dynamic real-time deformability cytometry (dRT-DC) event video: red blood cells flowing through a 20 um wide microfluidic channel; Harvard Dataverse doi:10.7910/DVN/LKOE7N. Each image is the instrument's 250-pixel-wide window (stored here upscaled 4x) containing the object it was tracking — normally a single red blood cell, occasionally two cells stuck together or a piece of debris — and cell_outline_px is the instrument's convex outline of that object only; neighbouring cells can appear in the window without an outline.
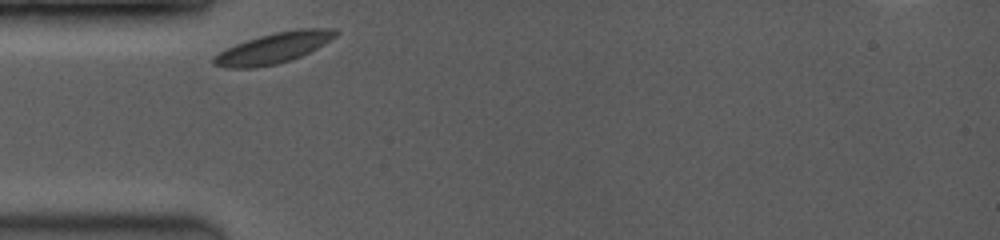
{"species": "common noctule bat (a hibernating species)", "species_latin": "Nyctalus noctula", "temperature_condition": "room temperature", "stored_images_in_passage": 24, "camera_frame_rate_fps": 3500, "um_per_image_px": 0.085, "animal": {"sex": "female", "body_mass_g": 19.0, "forearm_length_mm": 53.3}, "frame": {"image": 1, "passage_image": 1, "time_ms": 0.0, "image_size_px": [1000, 240], "cell_outline_px": [[340, 32], [336, 36], [324, 44], [300, 56], [276, 64], [252, 68], [224, 68], [212, 64], [212, 60], [220, 52], [236, 44], [260, 36], [276, 32], [300, 28], [332, 28]], "centroid_in_image_um": [23.27, 4.08], "position_along_channel_um": 61.7, "area_um2": 21.39}}
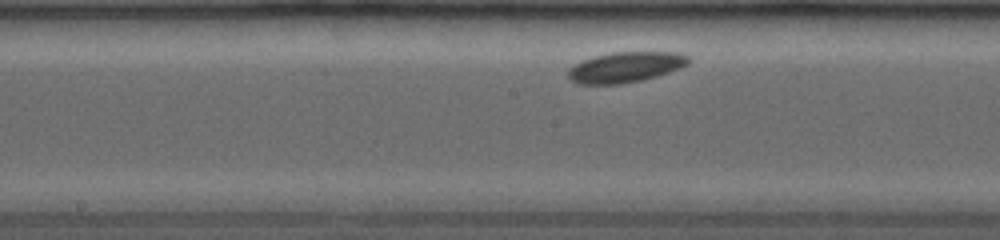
{"frame": {"image": 2, "passage_image": 12, "time_ms": 3.714, "image_size_px": [1000, 240], "cell_outline_px": [[692, 60], [688, 64], [680, 68], [656, 76], [640, 80], [620, 84], [580, 84], [572, 80], [568, 76], [568, 68], [580, 60], [592, 56], [612, 52], [676, 52], [688, 56]], "centroid_in_image_um": [53.15, 5.69], "position_along_channel_um": 195.1, "area_um2": 21.44}}
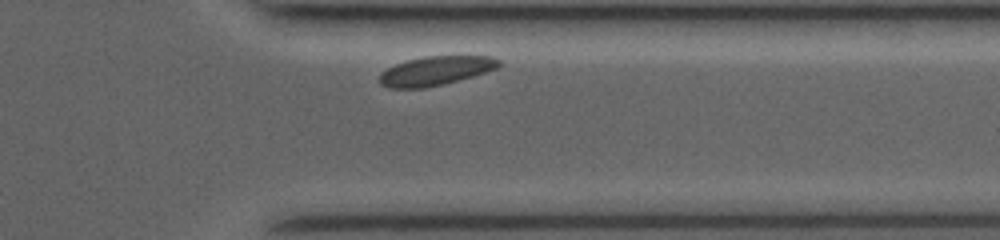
{"frame": {"image": 3, "passage_image": 22, "time_ms": 8.571, "image_size_px": [1000, 240], "cell_outline_px": [[500, 64], [496, 68], [472, 76], [424, 88], [388, 88], [380, 84], [380, 72], [396, 64], [408, 60], [424, 56], [492, 56], [500, 60]], "centroid_in_image_um": [36.99, 6.01], "position_along_channel_um": 374.4, "area_um2": 19.88}, "authors_computed_cell_mechanics": {"area_um2": 20.7791, "velocity_mm_per_s": 3.6434, "shape_relaxation_time_tau1_ms": 1.3317, "shape_relaxation_time_tau2_ms": null, "deformation_change_tau1": 0.0318, "deformation_change_tau2": null}}